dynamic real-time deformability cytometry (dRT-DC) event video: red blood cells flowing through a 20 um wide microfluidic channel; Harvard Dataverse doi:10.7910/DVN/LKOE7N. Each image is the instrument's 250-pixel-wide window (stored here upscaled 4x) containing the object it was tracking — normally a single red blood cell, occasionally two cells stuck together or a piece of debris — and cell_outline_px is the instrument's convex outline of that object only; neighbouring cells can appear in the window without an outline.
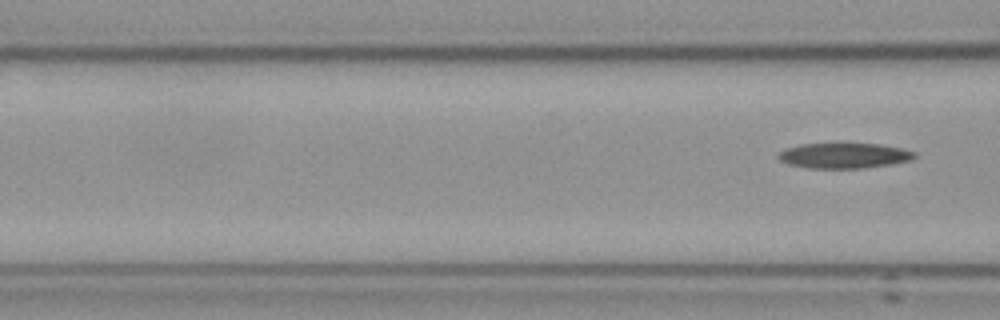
{"species": "Egyptian fruit bat (a non-hibernating species)", "species_latin": "Rousettus aegyptiacus", "temperature_condition": "cold", "stored_images_in_passage": 6, "segment_of_instrument_passage": [2, 2], "camera_frame_rate_fps": 3000, "um_per_image_px": 0.085, "frame": {"image": 1, "passage_image": 6, "time_ms": 6.0, "image_size_px": [1000, 320], "cell_outline_px": [[916, 156], [912, 160], [892, 164], [864, 168], [808, 168], [788, 164], [780, 160], [776, 156], [784, 148], [800, 144], [836, 140], [840, 140], [880, 144], [900, 148], [916, 152]], "centroid_in_image_um": [71.71, 13.17], "position_along_channel_um": 94.9, "area_um2": 21.33}}